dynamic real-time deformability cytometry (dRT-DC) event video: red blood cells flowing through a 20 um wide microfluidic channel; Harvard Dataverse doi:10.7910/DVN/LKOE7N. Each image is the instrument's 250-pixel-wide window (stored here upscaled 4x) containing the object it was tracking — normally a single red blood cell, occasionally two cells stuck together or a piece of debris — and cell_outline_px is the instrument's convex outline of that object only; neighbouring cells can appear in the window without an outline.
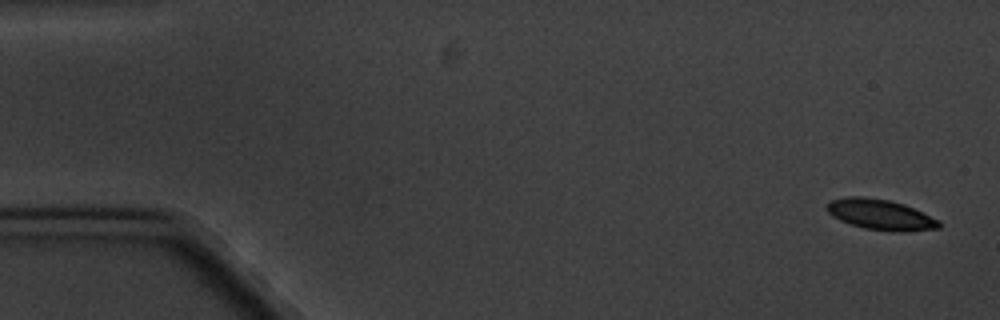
{"species": "common noctule bat (a hibernating species)", "species_latin": "Nyctalus noctula", "temperature_condition": "cold", "stored_images_in_passage": 11, "camera_frame_rate_fps": 3000, "um_per_image_px": 0.085, "animal": {"sex": "male", "body_mass_g": 20.1, "forearm_length_mm": 53.5}, "frame": {"image": 1, "passage_image": 1, "time_ms": 0.0, "image_size_px": [1000, 320], "cell_outline_px": [[940, 228], [904, 232], [892, 232], [864, 228], [840, 220], [832, 216], [824, 208], [832, 200], [848, 196], [864, 196], [888, 200], [904, 204], [940, 220]], "centroid_in_image_um": [74.85, 18.24], "position_along_channel_um": 10.2, "area_um2": 20.0}}
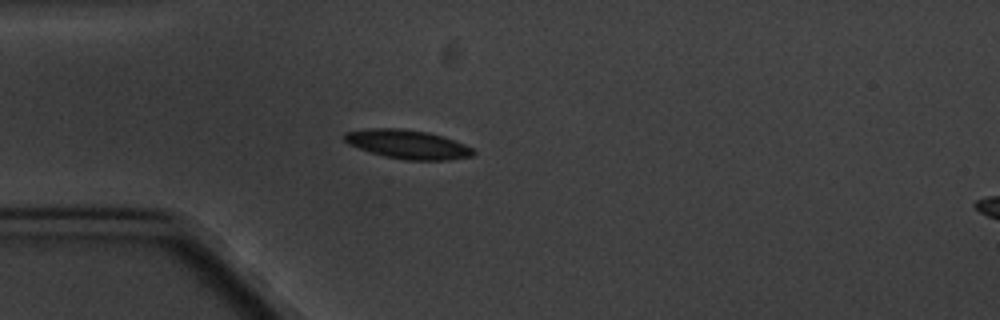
{"frame": {"image": 2, "passage_image": 4, "time_ms": 4.667, "image_size_px": [1000, 320], "cell_outline_px": [[476, 152], [472, 156], [448, 160], [404, 160], [384, 156], [348, 144], [344, 140], [344, 132], [368, 128], [400, 128], [428, 132], [444, 136], [464, 144], [472, 148]], "centroid_in_image_um": [34.66, 12.26], "position_along_channel_um": 50.3, "area_um2": 21.73}}
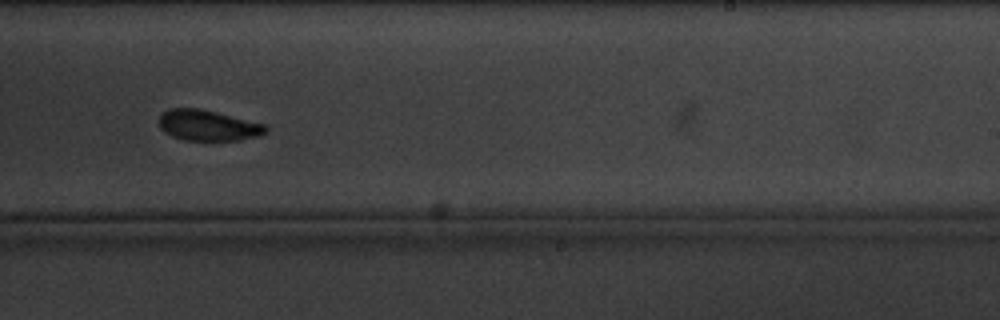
{"frame": {"image": 3, "passage_image": 10, "time_ms": 11.667, "image_size_px": [1000, 320], "cell_outline_px": [[268, 132], [256, 136], [240, 140], [184, 140], [172, 136], [164, 132], [160, 128], [160, 116], [168, 108], [200, 108], [268, 124]], "centroid_in_image_um": [17.72, 10.65], "position_along_channel_um": 271.3, "area_um2": 19.25}}